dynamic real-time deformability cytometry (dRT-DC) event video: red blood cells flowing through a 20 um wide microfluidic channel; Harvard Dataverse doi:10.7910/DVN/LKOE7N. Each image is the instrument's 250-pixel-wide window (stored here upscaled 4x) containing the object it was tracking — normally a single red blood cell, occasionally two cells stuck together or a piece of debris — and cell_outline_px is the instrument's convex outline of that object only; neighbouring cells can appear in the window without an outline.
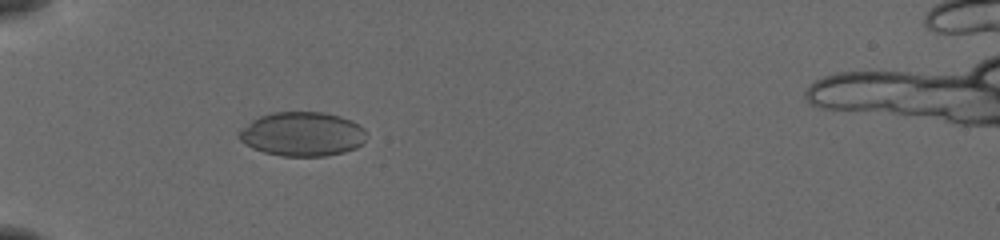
{"species": "common noctule bat (a hibernating species)", "species_latin": "Nyctalus noctula", "temperature_condition": "cold", "stored_images_in_passage": 36, "camera_frame_rate_fps": 3000, "um_per_image_px": 0.085, "animal": {"sex": "female", "body_mass_g": 19.5, "forearm_length_mm": 54.1}, "frame": {"image": 1, "passage_image": 1, "time_ms": 0.0, "image_size_px": [1000, 240], "cell_outline_px": [[368, 136], [356, 148], [344, 152], [324, 156], [280, 156], [264, 152], [252, 148], [244, 144], [236, 136], [236, 132], [252, 120], [260, 116], [272, 112], [324, 112], [340, 116], [352, 120], [364, 128]], "centroid_in_image_um": [25.68, 11.39], "position_along_channel_um": 59.3, "area_um2": 33.18}}
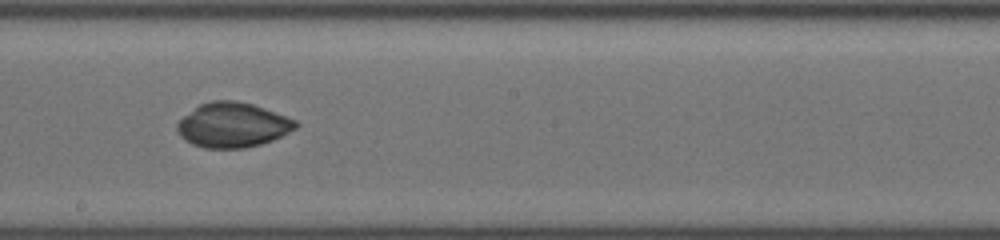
{"frame": {"image": 2, "passage_image": 15, "time_ms": 4.667, "image_size_px": [1000, 240], "cell_outline_px": [[300, 124], [296, 128], [272, 140], [260, 144], [244, 148], [204, 148], [192, 144], [184, 140], [180, 136], [176, 128], [176, 124], [184, 116], [200, 104], [212, 100], [236, 100], [252, 104], [264, 108], [296, 120]], "centroid_in_image_um": [19.76, 10.62], "position_along_channel_um": 228.4, "area_um2": 30.81}}
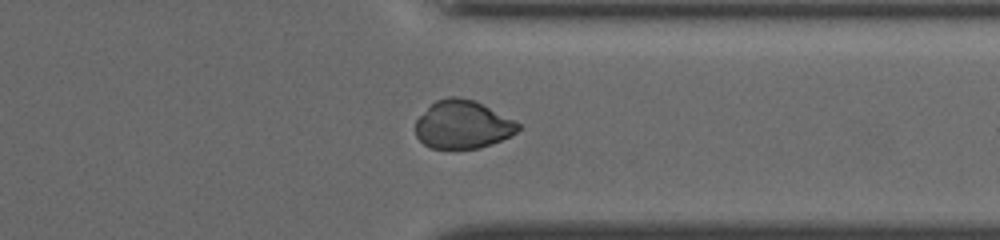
{"frame": {"image": 3, "passage_image": 26, "time_ms": 8.333, "image_size_px": [1000, 240], "cell_outline_px": [[520, 128], [516, 132], [500, 140], [480, 148], [432, 148], [424, 144], [416, 136], [416, 120], [436, 100], [448, 96], [456, 96], [476, 100], [520, 124]], "centroid_in_image_um": [39.31, 10.58], "position_along_channel_um": 372.1, "area_um2": 28.44}}